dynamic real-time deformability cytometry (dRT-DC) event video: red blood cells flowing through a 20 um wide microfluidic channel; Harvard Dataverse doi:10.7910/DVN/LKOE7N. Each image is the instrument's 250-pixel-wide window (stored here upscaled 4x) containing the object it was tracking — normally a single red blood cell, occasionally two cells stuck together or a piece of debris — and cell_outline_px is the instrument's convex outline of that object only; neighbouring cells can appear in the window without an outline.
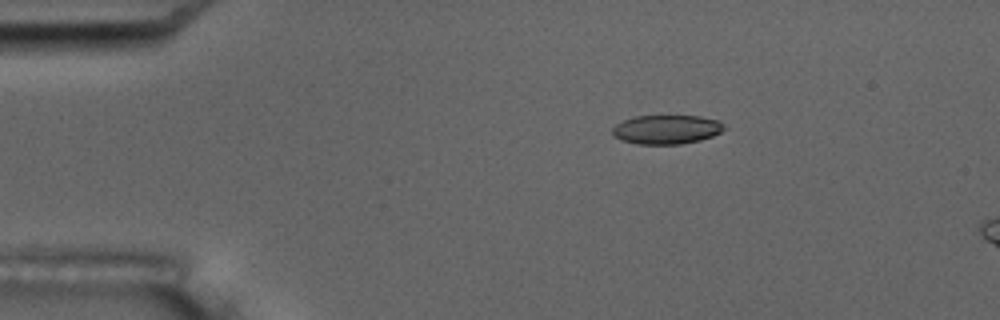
{"species": "common noctule bat (a hibernating species)", "species_latin": "Nyctalus noctula", "temperature_condition": "room temperature", "stored_images_in_passage": 6, "camera_frame_rate_fps": 3000, "um_per_image_px": 0.085, "animal": {"sex": "male", "body_mass_g": 17.5, "forearm_length_mm": 52.3}, "frame": {"image": 1, "passage_image": 4, "time_ms": 3.333, "image_size_px": [1000, 320], "cell_outline_px": [[728, 128], [712, 136], [700, 140], [680, 144], [636, 144], [620, 140], [612, 136], [612, 128], [616, 124], [624, 120], [636, 116], [700, 116], [720, 120]], "centroid_in_image_um": [56.67, 11.0], "position_along_channel_um": 28.3, "area_um2": 19.13}}